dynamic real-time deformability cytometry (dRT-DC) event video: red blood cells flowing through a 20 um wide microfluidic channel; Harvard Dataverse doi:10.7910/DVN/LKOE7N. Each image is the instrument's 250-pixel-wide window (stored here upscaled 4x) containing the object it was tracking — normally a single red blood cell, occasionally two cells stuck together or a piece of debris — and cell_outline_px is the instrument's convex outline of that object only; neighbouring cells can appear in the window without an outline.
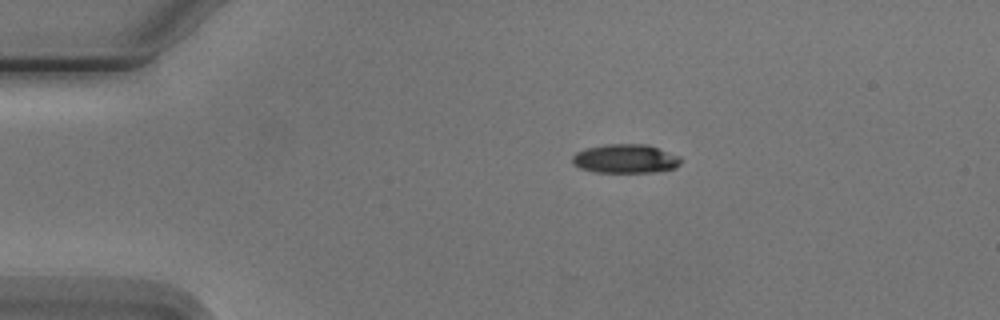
{"species": "Egyptian fruit bat (a non-hibernating species)", "species_latin": "Rousettus aegyptiacus", "temperature_condition": "cold", "stored_images_in_passage": 7, "camera_frame_rate_fps": 3000, "um_per_image_px": 0.085, "animal": {"sex": "male"}, "frame": {"image": 1, "passage_image": 1, "time_ms": 0.0, "image_size_px": [1000, 320], "cell_outline_px": [[680, 164], [676, 168], [656, 172], [596, 172], [580, 168], [572, 164], [572, 156], [576, 152], [584, 148], [608, 144], [644, 144], [680, 156]], "centroid_in_image_um": [53.13, 13.5], "position_along_channel_um": 31.9, "area_um2": 18.26}}
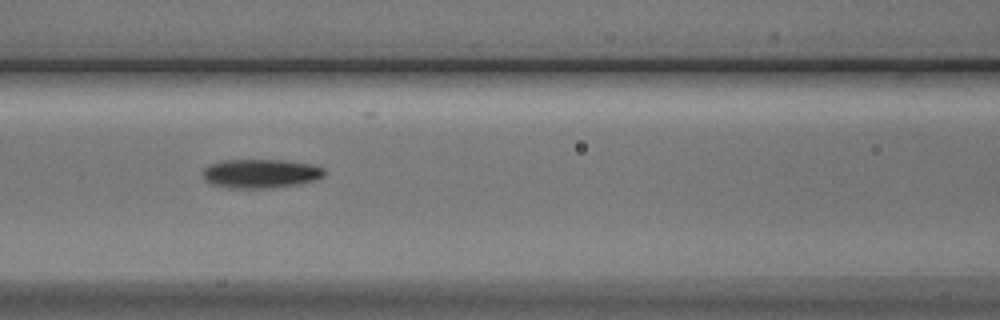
{"frame": {"image": 2, "passage_image": 4, "time_ms": 4.333, "image_size_px": [1000, 320], "cell_outline_px": [[324, 176], [312, 180], [296, 184], [268, 188], [228, 188], [212, 184], [204, 180], [204, 168], [208, 164], [224, 160], [284, 160], [308, 164], [324, 168]], "centroid_in_image_um": [22.1, 14.75], "position_along_channel_um": 144.5, "area_um2": 20.29}}
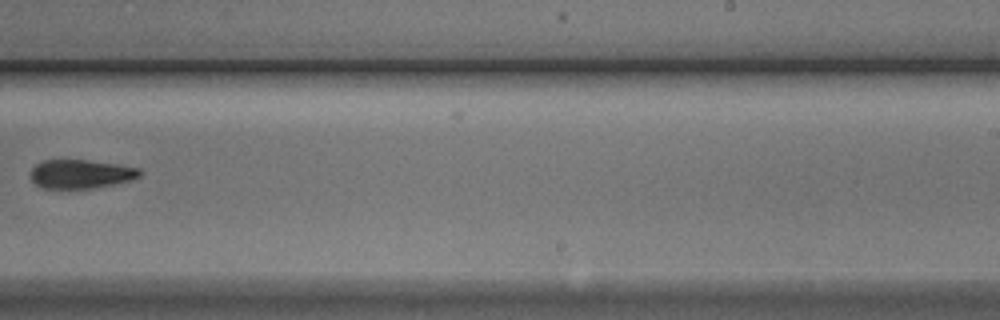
{"frame": {"image": 3, "passage_image": 7, "time_ms": 8.0, "image_size_px": [1000, 320], "cell_outline_px": [[144, 172], [140, 176], [132, 180], [92, 188], [40, 188], [28, 176], [32, 168], [36, 164], [44, 160], [88, 160], [116, 164], [140, 168]], "centroid_in_image_um": [6.86, 14.78], "position_along_channel_um": 282.1, "area_um2": 18.44}}